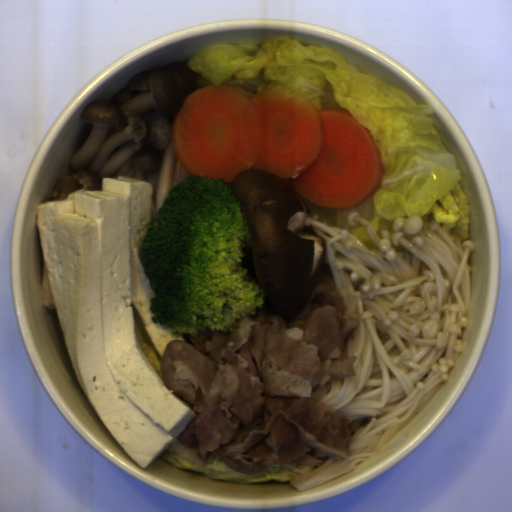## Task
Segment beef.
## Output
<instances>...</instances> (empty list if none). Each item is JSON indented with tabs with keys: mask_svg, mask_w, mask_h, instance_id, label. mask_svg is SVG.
<instances>
[{
	"mask_svg": "<svg viewBox=\"0 0 512 512\" xmlns=\"http://www.w3.org/2000/svg\"><path fill=\"white\" fill-rule=\"evenodd\" d=\"M356 304L348 290L317 283L290 322L261 307L231 333L169 340L161 379L195 415L174 451L198 468L216 453L246 475L275 462L280 469L349 458L352 420L318 401L331 379L356 376L357 357L344 350Z\"/></svg>",
	"mask_w": 512,
	"mask_h": 512,
	"instance_id": "33117281",
	"label": "beef"
}]
</instances>
